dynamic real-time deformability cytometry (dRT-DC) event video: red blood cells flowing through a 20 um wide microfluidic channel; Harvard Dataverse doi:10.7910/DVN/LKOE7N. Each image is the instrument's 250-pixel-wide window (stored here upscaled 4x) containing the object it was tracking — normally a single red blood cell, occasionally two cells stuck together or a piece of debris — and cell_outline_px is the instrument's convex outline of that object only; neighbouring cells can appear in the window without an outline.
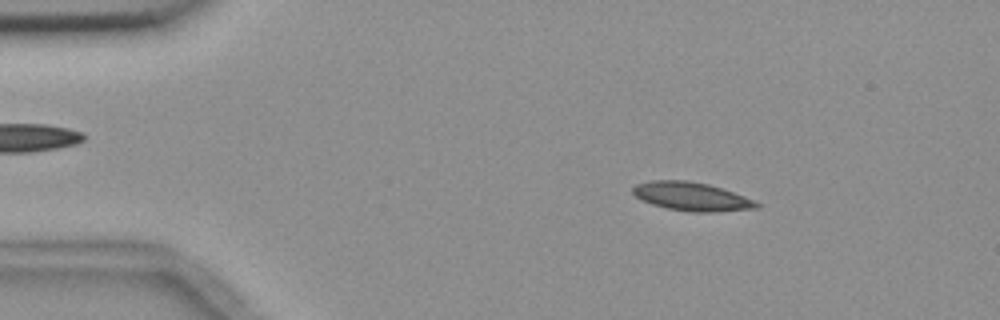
{"species": "common noctule bat (a hibernating species)", "species_latin": "Nyctalus noctula", "temperature_condition": "room temperature", "stored_images_in_passage": 55, "camera_frame_rate_fps": 3000, "um_per_image_px": 0.085, "animal": {"sex": "female", "body_mass_g": 18.4}, "frame": {"image": 1, "passage_image": 8, "time_ms": 2.333, "image_size_px": [1000, 320], "cell_outline_px": [[760, 208], [716, 212], [692, 212], [668, 208], [652, 204], [636, 196], [632, 192], [632, 188], [636, 184], [652, 180], [688, 180], [708, 184], [744, 196], [760, 204]], "centroid_in_image_um": [58.79, 16.7], "position_along_channel_um": 26.2, "area_um2": 20.4}}
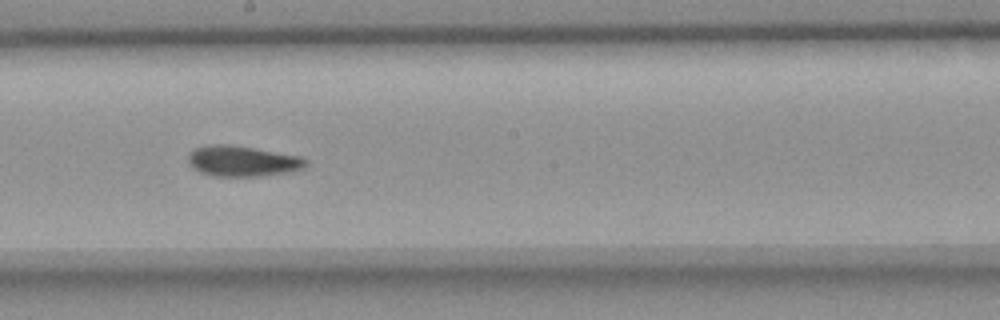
{"frame": {"image": 2, "passage_image": 30, "time_ms": 9.667, "image_size_px": [1000, 320], "cell_outline_px": [[308, 164], [304, 168], [288, 172], [256, 176], [216, 176], [200, 172], [192, 168], [188, 160], [188, 156], [196, 148], [212, 144], [228, 144], [300, 156], [308, 160]], "centroid_in_image_um": [20.62, 13.7], "position_along_channel_um": 227.6, "area_um2": 20.75}}
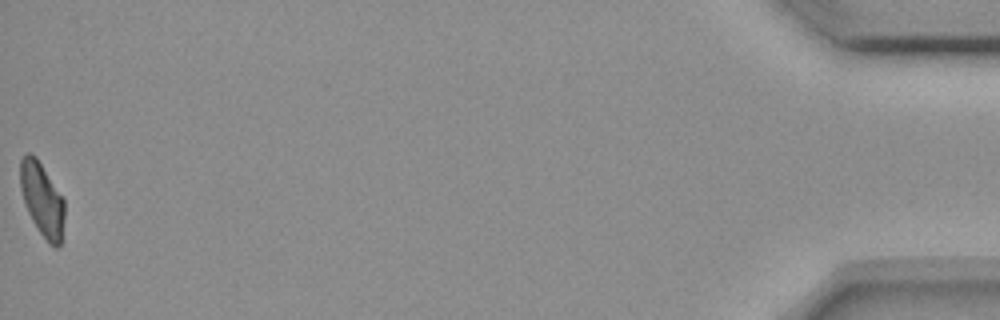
{"frame": {"image": 3, "passage_image": 55, "time_ms": 18.0, "image_size_px": [1000, 320], "cell_outline_px": [[64, 216], [60, 248], [56, 248], [48, 244], [32, 220], [28, 212], [20, 188], [20, 160], [28, 152], [36, 156], [64, 200]], "centroid_in_image_um": [3.58, 16.98], "position_along_channel_um": 431.6, "area_um2": 18.79}, "authors_computed_cell_mechanics": {"area_um2": 19.9988, "velocity_mm_per_s": 3.6375, "shape_relaxation_time_tau1_ms": 4.9376, "shape_relaxation_time_tau2_ms": 3.8098, "deformation_change_tau1": 0.1376, "deformation_change_tau2": 0.1002}}